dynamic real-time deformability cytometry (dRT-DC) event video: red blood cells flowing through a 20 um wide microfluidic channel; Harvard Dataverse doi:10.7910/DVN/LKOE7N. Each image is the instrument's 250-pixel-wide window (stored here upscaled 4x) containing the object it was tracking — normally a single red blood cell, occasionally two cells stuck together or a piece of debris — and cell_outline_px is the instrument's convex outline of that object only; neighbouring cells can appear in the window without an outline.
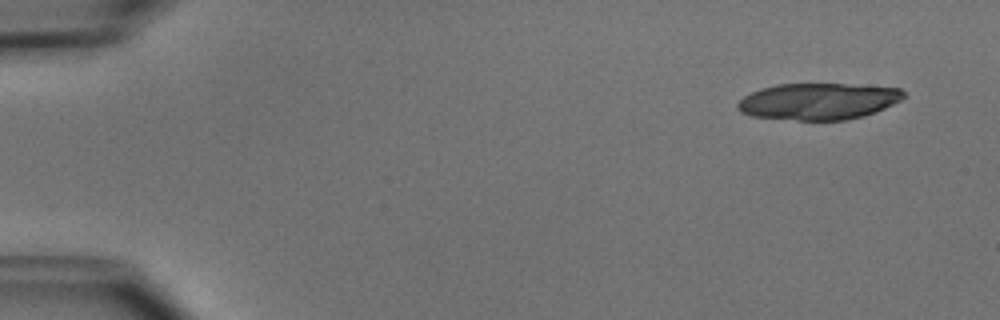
{"species": "common noctule bat (a hibernating species)", "species_latin": "Nyctalus noctula", "temperature_condition": "cold", "stored_images_in_passage": 6, "camera_frame_rate_fps": 3000, "um_per_image_px": 0.085, "animal": {"sex": "male", "body_mass_g": 15.6}, "frame": {"image": 1, "passage_image": 1, "time_ms": 0.0, "image_size_px": [1000, 320], "cell_outline_px": [[904, 96], [900, 100], [884, 108], [860, 116], [844, 120], [796, 120], [752, 116], [740, 112], [736, 108], [736, 104], [744, 96], [760, 88], [776, 84], [844, 84], [900, 88], [904, 92]], "centroid_in_image_um": [69.49, 8.61], "position_along_channel_um": 15.5, "area_um2": 35.08}}
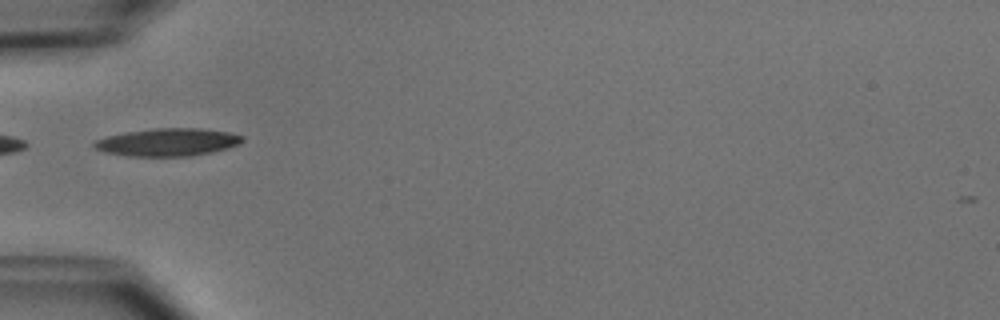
{"frame": {"image": 2, "passage_image": 5, "time_ms": 4.667, "image_size_px": [1000, 320], "cell_outline_px": [[244, 140], [240, 144], [228, 148], [212, 152], [192, 156], [128, 156], [104, 152], [96, 148], [92, 144], [96, 140], [108, 136], [124, 132], [152, 128], [200, 128], [228, 132], [244, 136]], "centroid_in_image_um": [14.28, 12.08], "position_along_channel_um": 70.7, "area_um2": 24.04}}